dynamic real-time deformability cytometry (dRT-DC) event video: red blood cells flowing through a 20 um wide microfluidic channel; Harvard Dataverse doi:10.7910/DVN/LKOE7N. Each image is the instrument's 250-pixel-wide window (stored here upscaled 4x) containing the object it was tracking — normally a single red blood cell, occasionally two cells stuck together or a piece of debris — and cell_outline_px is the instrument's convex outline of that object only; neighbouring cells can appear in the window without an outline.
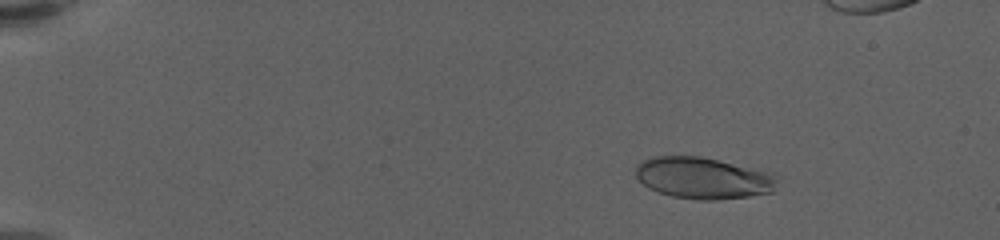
{"species": "human", "species_latin": "Homo sapiens", "temperature_condition": "warm", "stored_images_in_passage": 58, "camera_frame_rate_fps": 3000, "um_per_image_px": 0.085, "donor": {"sex": "female"}, "frame": {"image": 1, "passage_image": 10, "time_ms": 3.0, "image_size_px": [1000, 240], "cell_outline_px": [[780, 176], [772, 192], [748, 196], [716, 200], [700, 200], [672, 196], [656, 192], [648, 188], [636, 176], [636, 164], [652, 156], [700, 156], [776, 172]], "centroid_in_image_um": [59.82, 15.12], "position_along_channel_um": 25.2, "area_um2": 34.74}}
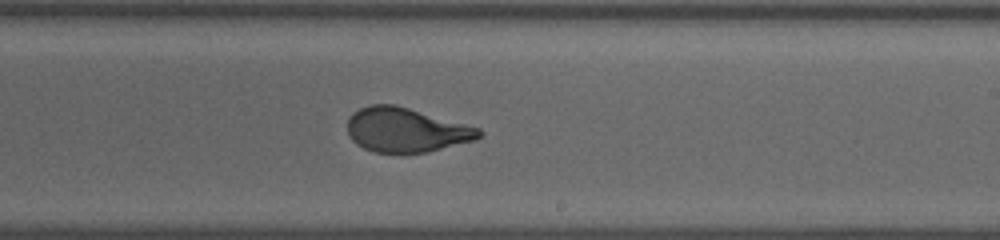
{"frame": {"image": 2, "passage_image": 39, "time_ms": 12.667, "image_size_px": [1000, 240], "cell_outline_px": [[484, 132], [476, 140], [424, 152], [372, 152], [356, 144], [348, 136], [348, 116], [352, 112], [368, 104], [396, 104], [480, 128]], "centroid_in_image_um": [34.48, 11.03], "position_along_channel_um": 254.5, "area_um2": 34.04}}
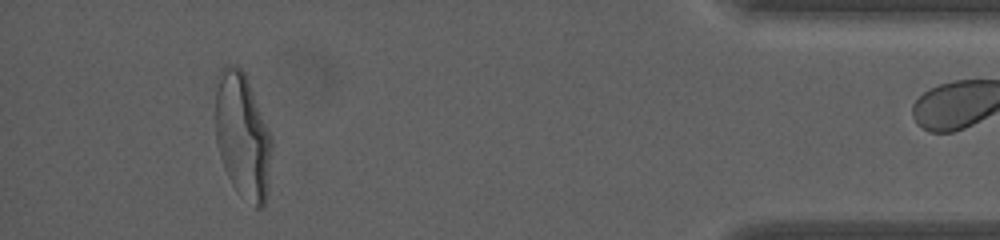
{"frame": {"image": 3, "passage_image": 57, "time_ms": 18.667, "image_size_px": [1000, 240], "cell_outline_px": [[272, 144], [268, 192], [264, 208], [256, 208], [232, 184], [224, 168], [220, 156], [216, 140], [216, 76], [224, 64], [236, 64], [244, 72], [248, 80], [268, 128], [272, 140]], "centroid_in_image_um": [20.62, 11.51], "position_along_channel_um": 414.6, "area_um2": 41.15}}